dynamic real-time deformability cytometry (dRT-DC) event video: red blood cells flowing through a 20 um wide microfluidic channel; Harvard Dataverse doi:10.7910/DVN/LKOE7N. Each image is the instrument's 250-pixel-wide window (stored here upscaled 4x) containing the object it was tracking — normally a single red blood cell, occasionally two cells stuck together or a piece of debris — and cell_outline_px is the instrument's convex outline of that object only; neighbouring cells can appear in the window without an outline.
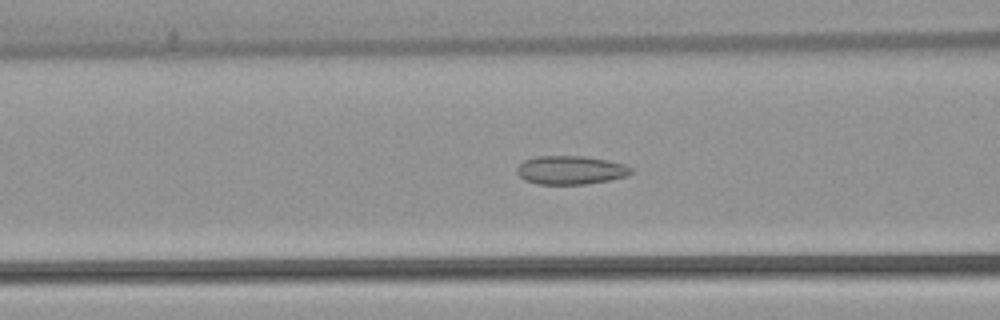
{"species": "common noctule bat (a hibernating species)", "species_latin": "Nyctalus noctula", "temperature_condition": "warm", "stored_images_in_passage": 54, "camera_frame_rate_fps": 3000, "um_per_image_px": 0.085, "animal": {"sex": "female", "body_mass_g": 22.7, "forearm_length_mm": 54.2}, "frame": {"image": 1, "passage_image": 21, "time_ms": 6.667, "image_size_px": [1000, 320], "cell_outline_px": [[632, 172], [628, 176], [608, 180], [584, 184], [536, 184], [524, 180], [516, 172], [516, 168], [524, 160], [536, 156], [584, 156], [608, 160], [624, 164], [632, 168]], "centroid_in_image_um": [48.49, 14.45], "position_along_channel_um": 118.1, "area_um2": 19.07}}
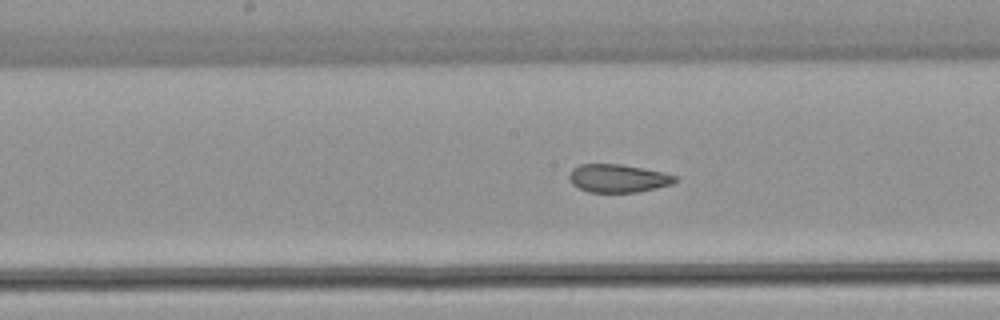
{"frame": {"image": 2, "passage_image": 27, "time_ms": 8.667, "image_size_px": [1000, 320], "cell_outline_px": [[680, 180], [672, 184], [640, 192], [588, 192], [572, 184], [568, 176], [572, 168], [580, 164], [620, 164], [644, 168], [664, 172], [676, 176]], "centroid_in_image_um": [52.56, 15.15], "position_along_channel_um": 195.6, "area_um2": 17.51}}
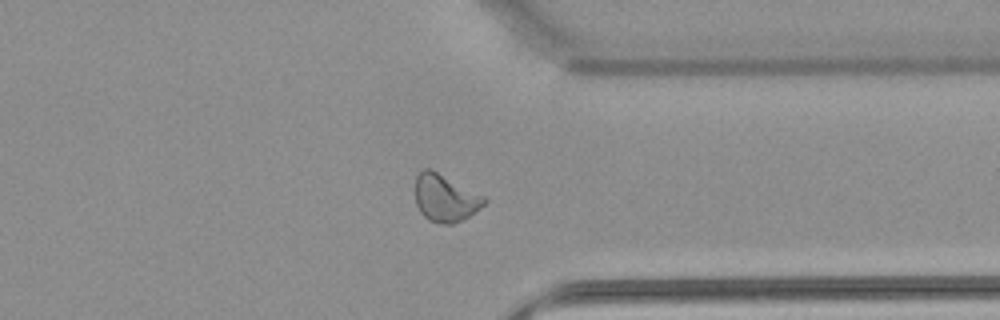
{"frame": {"image": 3, "passage_image": 41, "time_ms": 13.333, "image_size_px": [1000, 320], "cell_outline_px": [[488, 200], [480, 208], [468, 216], [452, 224], [440, 224], [428, 220], [420, 212], [416, 204], [416, 176], [424, 168], [432, 168], [484, 196]], "centroid_in_image_um": [37.83, 16.82], "position_along_channel_um": 373.6, "area_um2": 19.02}, "authors_computed_cell_mechanics": {"area_um2": 19.7387, "velocity_mm_per_s": 3.8807, "shape_relaxation_time_tau1_ms": null, "shape_relaxation_time_tau2_ms": 1.7489, "deformation_change_tau1": null, "deformation_change_tau2": 0.0688}}